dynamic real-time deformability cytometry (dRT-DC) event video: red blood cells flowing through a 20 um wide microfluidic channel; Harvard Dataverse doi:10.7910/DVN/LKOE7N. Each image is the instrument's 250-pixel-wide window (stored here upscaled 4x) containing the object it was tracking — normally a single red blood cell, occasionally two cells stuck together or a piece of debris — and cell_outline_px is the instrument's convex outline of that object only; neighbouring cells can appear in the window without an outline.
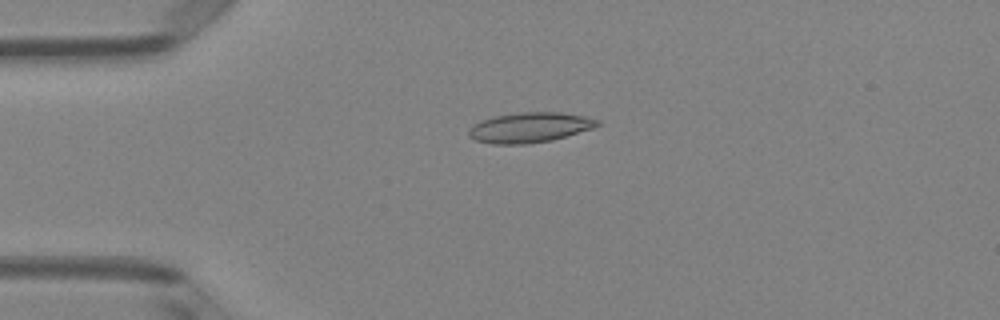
{"species": "Egyptian fruit bat (a non-hibernating species)", "species_latin": "Rousettus aegyptiacus", "temperature_condition": "room temperature", "stored_images_in_passage": 4, "camera_frame_rate_fps": 3000, "um_per_image_px": 0.085, "animal": {"sex": "female"}, "frame": {"image": 1, "passage_image": 4, "time_ms": 1.0, "image_size_px": [1000, 320], "cell_outline_px": [[600, 124], [596, 128], [552, 140], [524, 144], [492, 144], [476, 140], [468, 136], [468, 128], [472, 124], [480, 120], [496, 116], [520, 112], [560, 112], [584, 116], [600, 120]], "centroid_in_image_um": [45.03, 10.83], "position_along_channel_um": 40.0, "area_um2": 22.77}}